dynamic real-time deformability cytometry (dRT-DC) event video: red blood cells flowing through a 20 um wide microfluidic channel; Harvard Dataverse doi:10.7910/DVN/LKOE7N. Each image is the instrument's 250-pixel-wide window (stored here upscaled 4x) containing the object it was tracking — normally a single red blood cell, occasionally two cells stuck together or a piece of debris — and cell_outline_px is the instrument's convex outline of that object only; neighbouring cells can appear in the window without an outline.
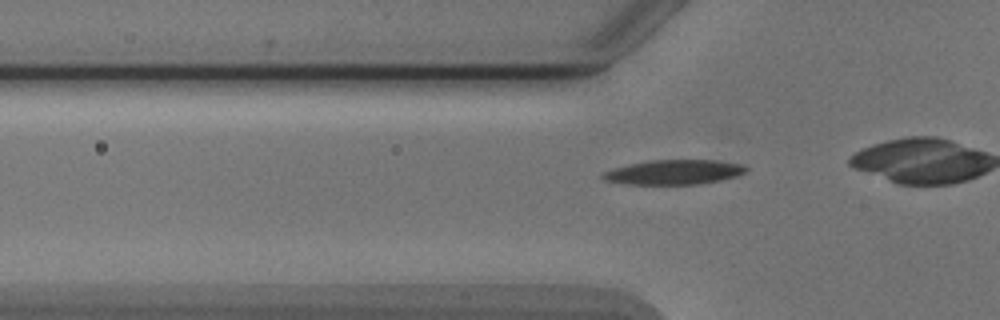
{"species": "Egyptian fruit bat (a non-hibernating species)", "species_latin": "Rousettus aegyptiacus", "temperature_condition": "cold", "stored_images_in_passage": 13, "camera_frame_rate_fps": 3000, "um_per_image_px": 0.085, "animal": {"sex": "male"}, "frame": {"image": 1, "passage_image": 4, "time_ms": 1.0, "image_size_px": [1000, 320], "cell_outline_px": [[748, 168], [744, 172], [736, 176], [720, 180], [700, 184], [628, 184], [604, 180], [600, 176], [604, 172], [612, 168], [628, 164], [648, 160], [720, 160], [744, 164]], "centroid_in_image_um": [57.29, 14.62], "position_along_channel_um": 68.5, "area_um2": 20.69}}
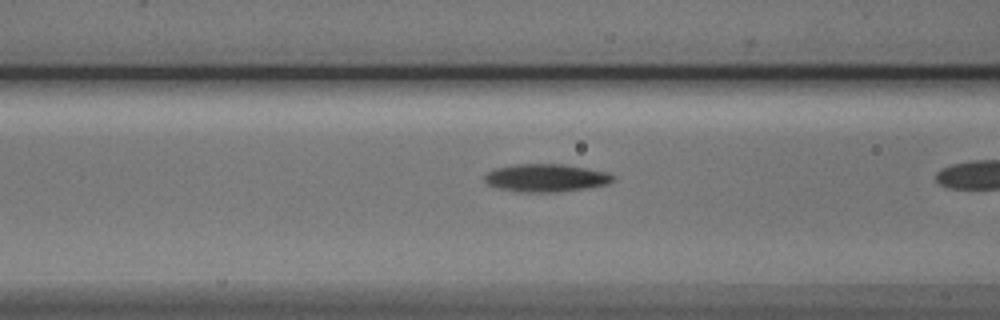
{"frame": {"image": 2, "passage_image": 8, "time_ms": 2.333, "image_size_px": [1000, 320], "cell_outline_px": [[616, 180], [608, 184], [588, 188], [560, 192], [520, 192], [500, 188], [488, 184], [484, 180], [484, 176], [488, 172], [496, 168], [516, 164], [564, 164], [608, 172], [616, 176]], "centroid_in_image_um": [46.47, 15.12], "position_along_channel_um": 120.1, "area_um2": 20.98}}
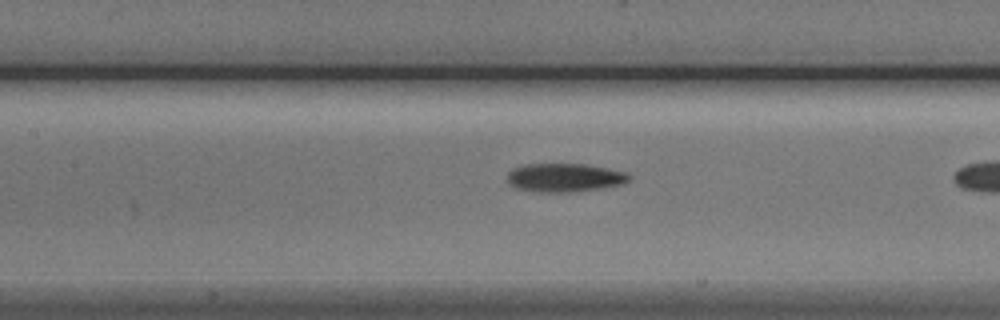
{"frame": {"image": 3, "passage_image": 11, "time_ms": 3.333, "image_size_px": [1000, 320], "cell_outline_px": [[632, 176], [624, 184], [568, 192], [536, 192], [516, 188], [508, 184], [508, 172], [512, 168], [528, 164], [584, 164], [624, 172]], "centroid_in_image_um": [47.93, 15.1], "position_along_channel_um": 159.5, "area_um2": 20.0}}